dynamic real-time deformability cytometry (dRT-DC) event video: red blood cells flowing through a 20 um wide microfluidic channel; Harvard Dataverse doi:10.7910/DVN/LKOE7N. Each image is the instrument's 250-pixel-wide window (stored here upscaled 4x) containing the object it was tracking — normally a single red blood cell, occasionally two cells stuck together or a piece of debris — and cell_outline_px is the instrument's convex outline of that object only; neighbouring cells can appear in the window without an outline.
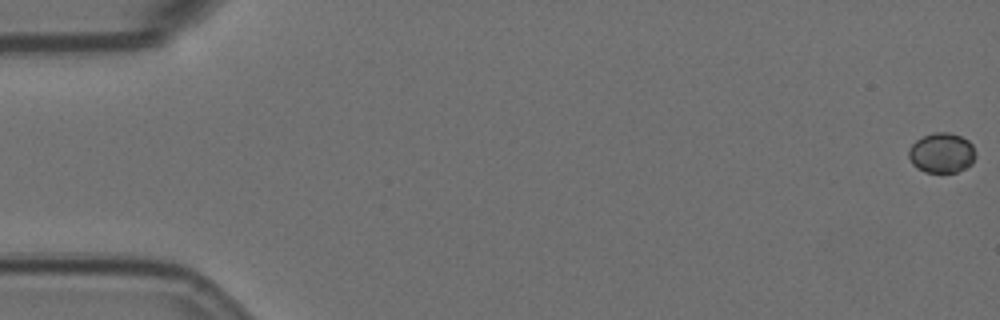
{"species": "Egyptian fruit bat (a non-hibernating species)", "species_latin": "Rousettus aegyptiacus", "temperature_condition": "room temperature", "stored_images_in_passage": 59, "camera_frame_rate_fps": 3000, "um_per_image_px": 0.085, "animal": {"sex": "female"}, "frame": {"image": 1, "passage_image": 1, "time_ms": 0.0, "image_size_px": [1000, 320], "cell_outline_px": [[976, 156], [972, 164], [956, 172], [924, 172], [916, 168], [912, 164], [908, 156], [908, 148], [916, 140], [924, 136], [936, 132], [948, 132], [960, 136], [968, 140], [972, 144], [976, 152]], "centroid_in_image_um": [80.04, 13.0], "position_along_channel_um": 5.0, "area_um2": 15.72}}
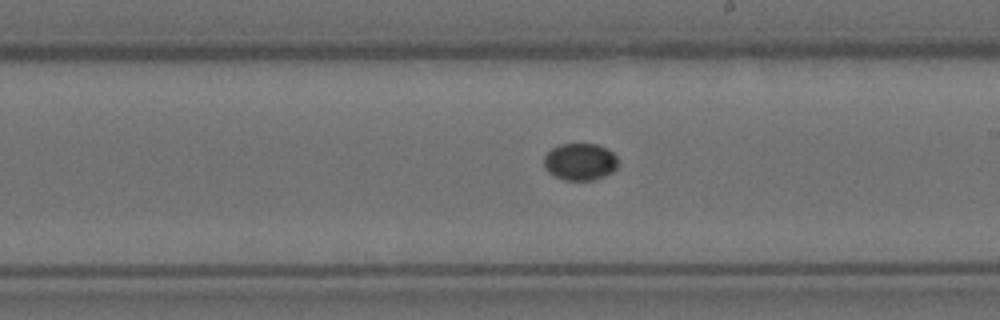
{"frame": {"image": 2, "passage_image": 34, "time_ms": 11.0, "image_size_px": [1000, 320], "cell_outline_px": [[616, 168], [612, 172], [604, 176], [592, 180], [564, 180], [548, 172], [544, 168], [544, 156], [552, 148], [560, 144], [596, 144], [608, 148], [616, 156]], "centroid_in_image_um": [49.29, 13.74], "position_along_channel_um": 239.7, "area_um2": 15.95}}
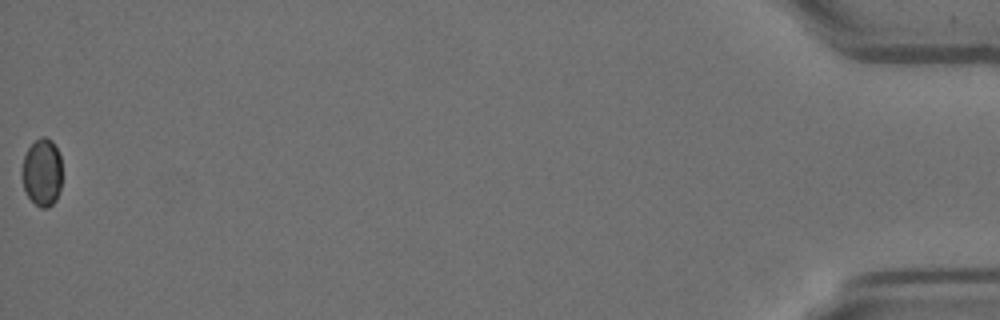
{"frame": {"image": 3, "passage_image": 59, "time_ms": 19.333, "image_size_px": [1000, 320], "cell_outline_px": [[60, 188], [56, 200], [48, 208], [40, 208], [28, 196], [24, 188], [20, 176], [20, 172], [24, 156], [28, 148], [40, 136], [44, 136], [52, 140], [60, 156]], "centroid_in_image_um": [3.54, 14.65], "position_along_channel_um": 431.7, "area_um2": 15.84}}